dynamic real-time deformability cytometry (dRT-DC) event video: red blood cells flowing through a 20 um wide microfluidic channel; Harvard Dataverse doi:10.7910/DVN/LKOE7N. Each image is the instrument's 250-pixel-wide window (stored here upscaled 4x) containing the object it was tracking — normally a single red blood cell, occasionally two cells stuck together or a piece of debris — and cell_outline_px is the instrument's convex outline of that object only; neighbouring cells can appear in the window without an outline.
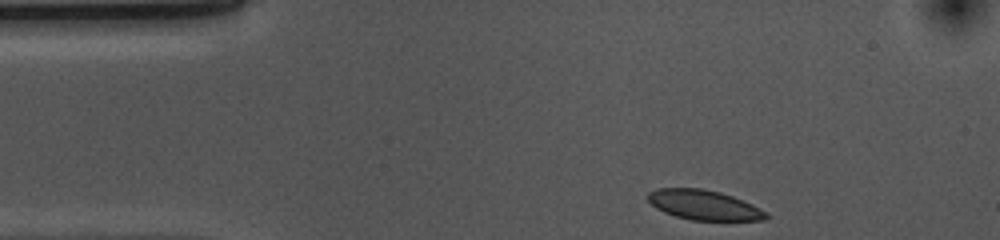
{"species": "common noctule bat (a hibernating species)", "species_latin": "Nyctalus noctula", "temperature_condition": "cold", "stored_images_in_passage": 36, "camera_frame_rate_fps": 3000, "um_per_image_px": 0.085, "animal": {"sex": "female", "body_mass_g": 10.0, "forearm_length_mm": 53.1}, "frame": {"image": 1, "passage_image": 1, "time_ms": 0.0, "image_size_px": [1000, 240], "cell_outline_px": [[768, 216], [764, 220], [692, 220], [676, 216], [664, 212], [656, 208], [648, 200], [648, 192], [656, 188], [700, 188], [720, 192], [732, 196], [752, 204], [768, 212]], "centroid_in_image_um": [59.83, 17.42], "position_along_channel_um": 25.2, "area_um2": 20.46}}
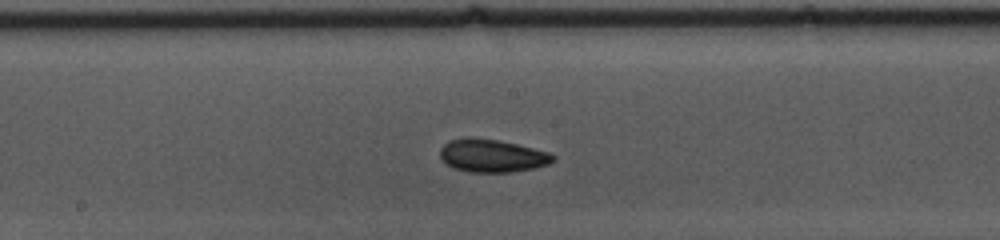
{"frame": {"image": 2, "passage_image": 20, "time_ms": 6.333, "image_size_px": [1000, 240], "cell_outline_px": [[556, 160], [548, 164], [532, 168], [512, 172], [468, 172], [452, 168], [440, 156], [440, 148], [448, 140], [496, 140], [516, 144], [548, 152], [556, 156]], "centroid_in_image_um": [41.86, 13.28], "position_along_channel_um": 206.3, "area_um2": 20.98}}
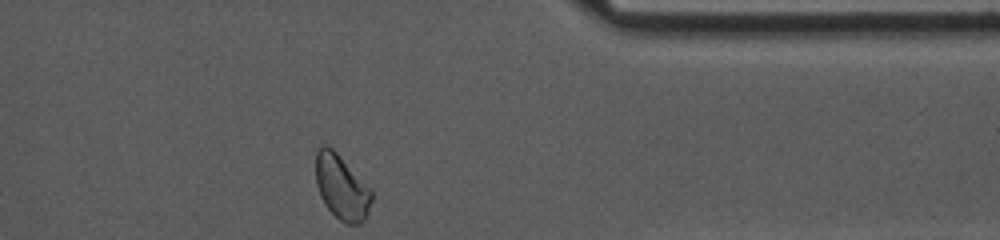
{"frame": {"image": 3, "passage_image": 36, "time_ms": 11.667, "image_size_px": [1000, 240], "cell_outline_px": [[372, 200], [368, 212], [360, 224], [344, 224], [324, 204], [320, 196], [316, 184], [316, 152], [320, 144], [324, 144], [332, 148], [336, 152], [372, 192]], "centroid_in_image_um": [29.0, 15.92], "position_along_channel_um": 382.4, "area_um2": 20.69}, "authors_computed_cell_mechanics": {"area_um2": 20.8658, "velocity_mm_per_s": 3.631, "shape_relaxation_time_tau1_ms": 5.1201, "shape_relaxation_time_tau2_ms": 3.5711, "deformation_change_tau1": 0.0862, "deformation_change_tau2": 0.0592}}